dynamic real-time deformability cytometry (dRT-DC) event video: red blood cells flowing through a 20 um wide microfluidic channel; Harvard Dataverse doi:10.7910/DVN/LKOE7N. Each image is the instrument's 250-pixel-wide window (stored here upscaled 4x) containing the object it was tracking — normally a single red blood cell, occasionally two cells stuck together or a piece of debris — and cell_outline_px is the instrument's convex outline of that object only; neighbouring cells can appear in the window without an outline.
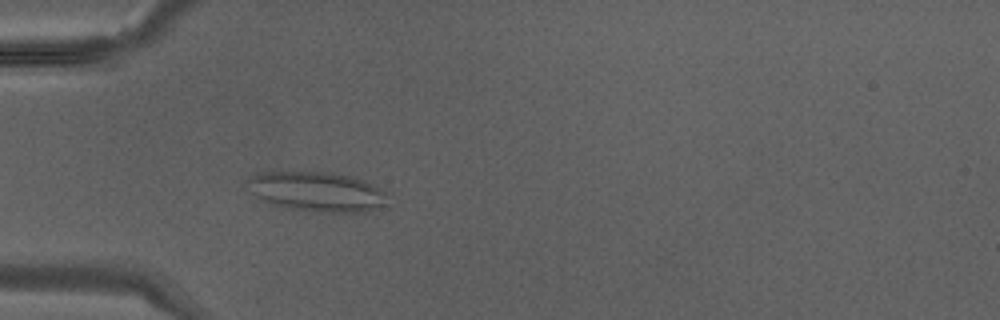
{"species": "Egyptian fruit bat (a non-hibernating species)", "species_latin": "Rousettus aegyptiacus", "temperature_condition": "warm", "stored_images_in_passage": 39, "camera_frame_rate_fps": 3000, "um_per_image_px": 0.085, "animal": {"sex": "male"}, "frame": {"image": 1, "passage_image": 12, "time_ms": 3.667, "image_size_px": [1000, 320], "cell_outline_px": [[392, 192], [376, 208], [368, 212], [320, 212], [288, 208], [268, 204], [256, 200], [244, 180], [256, 172], [328, 172], [348, 176], [364, 180]], "centroid_in_image_um": [26.87, 16.29], "position_along_channel_um": 58.1, "area_um2": 33.0}}
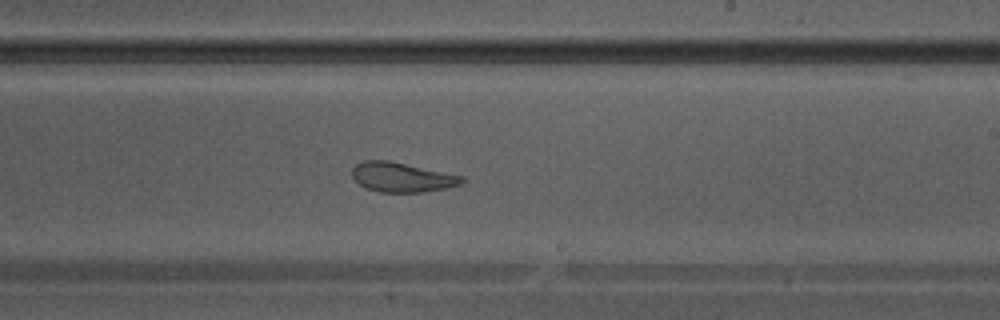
{"frame": {"image": 2, "passage_image": 24, "time_ms": 7.667, "image_size_px": [1000, 320], "cell_outline_px": [[464, 184], [424, 192], [380, 192], [368, 188], [360, 184], [352, 176], [352, 168], [356, 164], [364, 160], [388, 160], [464, 176]], "centroid_in_image_um": [34.18, 15.06], "position_along_channel_um": 254.8, "area_um2": 18.84}}
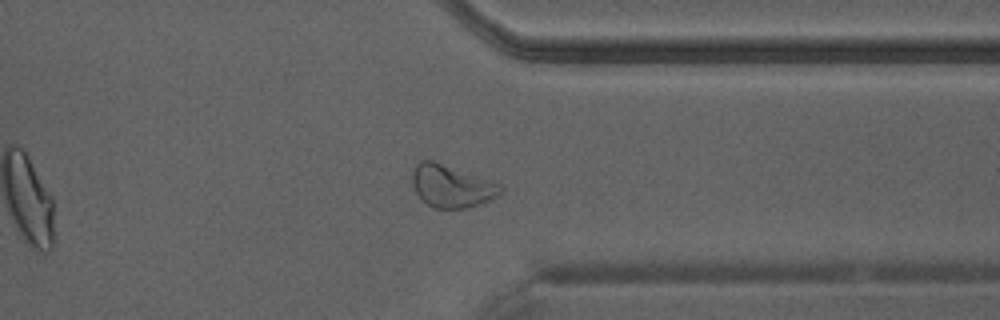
{"frame": {"image": 3, "passage_image": 31, "time_ms": 10.0, "image_size_px": [1000, 320], "cell_outline_px": [[504, 188], [492, 200], [468, 208], [432, 208], [420, 200], [412, 184], [412, 172], [416, 164], [420, 160], [432, 160], [504, 184]], "centroid_in_image_um": [38.39, 15.83], "position_along_channel_um": 373.0, "area_um2": 22.2}}